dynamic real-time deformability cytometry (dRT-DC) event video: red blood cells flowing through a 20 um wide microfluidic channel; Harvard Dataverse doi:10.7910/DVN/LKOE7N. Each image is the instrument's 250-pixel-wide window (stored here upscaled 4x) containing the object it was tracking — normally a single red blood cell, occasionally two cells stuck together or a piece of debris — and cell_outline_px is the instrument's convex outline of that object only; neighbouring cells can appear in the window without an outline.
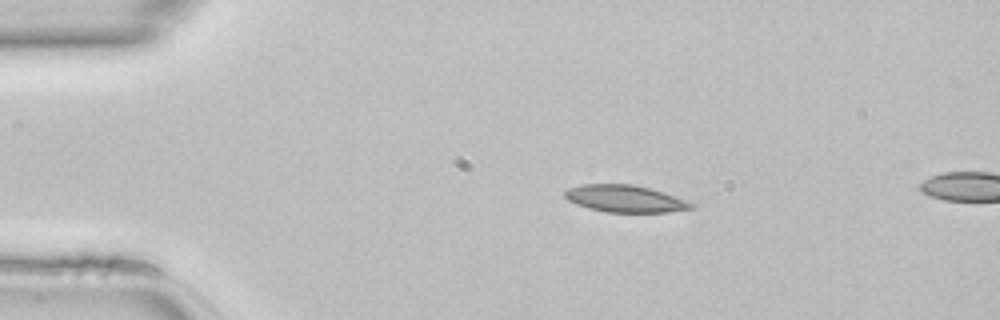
{"species": "common noctule bat (a hibernating species)", "species_latin": "Nyctalus noctula", "temperature_condition": "room temperature", "stored_images_in_passage": 4, "camera_frame_rate_fps": 3000, "um_per_image_px": 0.085, "animal": {"sex": "female", "body_mass_g": 22.7, "forearm_length_mm": 54.2}, "frame": {"image": 1, "passage_image": 1, "time_ms": 0.0, "image_size_px": [1000, 320], "cell_outline_px": [[696, 208], [668, 212], [608, 212], [588, 208], [576, 204], [568, 200], [564, 196], [564, 192], [568, 188], [580, 184], [632, 184], [648, 188], [696, 204]], "centroid_in_image_um": [53.09, 16.89], "position_along_channel_um": 31.9, "area_um2": 19.77}}